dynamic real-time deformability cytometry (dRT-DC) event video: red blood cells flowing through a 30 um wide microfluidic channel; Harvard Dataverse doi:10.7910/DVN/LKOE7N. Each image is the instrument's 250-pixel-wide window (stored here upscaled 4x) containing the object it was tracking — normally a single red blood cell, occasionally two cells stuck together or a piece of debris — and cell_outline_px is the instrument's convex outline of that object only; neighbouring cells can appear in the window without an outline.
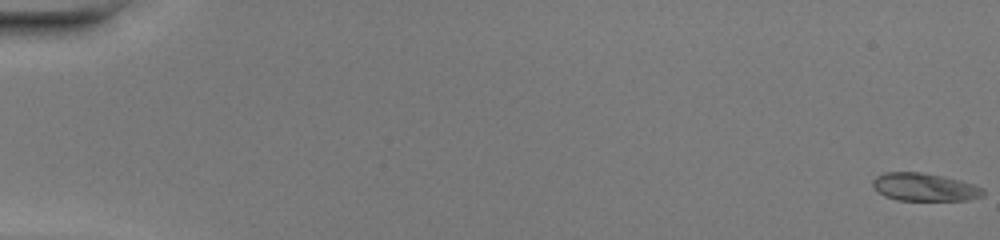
{"species": "common noctule bat (a hibernating species)", "species_latin": "Nyctalus noctula", "temperature_condition": "warm", "stored_images_in_passage": 49, "camera_frame_rate_fps": 3000, "um_per_image_px": 0.085, "animal": {"sex": "female", "body_mass_g": 20.0, "forearm_length_mm": 54.0}, "frame": {"image": 1, "passage_image": 1, "time_ms": 0.0, "image_size_px": [1000, 240], "cell_outline_px": [[984, 196], [968, 200], [896, 200], [884, 196], [872, 184], [872, 180], [876, 176], [884, 172], [920, 172], [944, 176], [960, 180], [984, 188]], "centroid_in_image_um": [78.6, 15.9], "position_along_channel_um": 6.4, "area_um2": 17.98}}
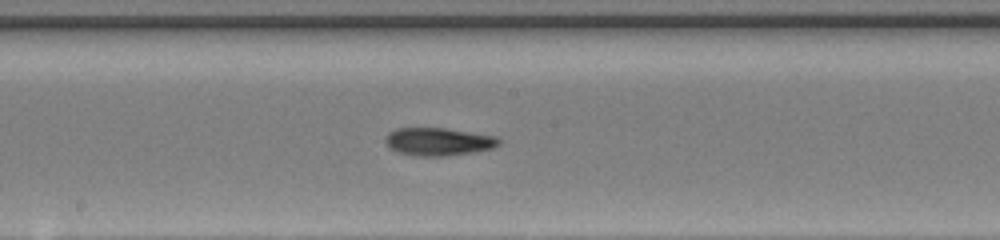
{"frame": {"image": 2, "passage_image": 28, "time_ms": 9.0, "image_size_px": [1000, 240], "cell_outline_px": [[500, 144], [492, 148], [476, 152], [444, 156], [416, 156], [396, 152], [388, 148], [384, 140], [384, 136], [388, 132], [396, 128], [448, 128], [496, 136], [500, 140]], "centroid_in_image_um": [37.22, 12.04], "position_along_channel_um": 211.0, "area_um2": 18.79}}
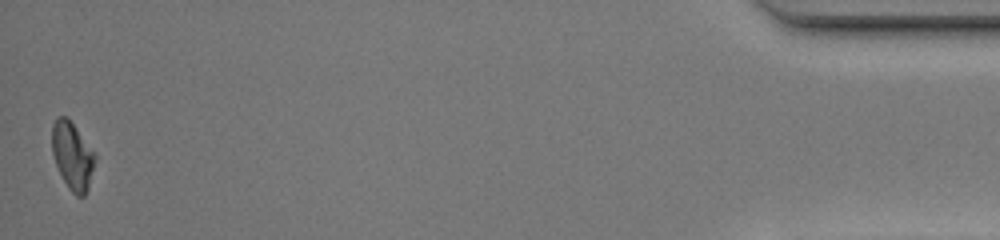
{"frame": {"image": 3, "passage_image": 49, "time_ms": 16.0, "image_size_px": [1000, 240], "cell_outline_px": [[96, 160], [88, 188], [84, 196], [76, 196], [68, 188], [56, 164], [52, 152], [52, 124], [56, 116], [68, 116], [96, 156]], "centroid_in_image_um": [6.15, 13.22], "position_along_channel_um": 429.1, "area_um2": 16.82}, "authors_computed_cell_mechanics": {"area_um2": 18.0914, "velocity_mm_per_s": 4.3436, "shape_relaxation_time_tau1_ms": null, "shape_relaxation_time_tau2_ms": 6.3002, "deformation_change_tau1": null, "deformation_change_tau2": 0.1322}}